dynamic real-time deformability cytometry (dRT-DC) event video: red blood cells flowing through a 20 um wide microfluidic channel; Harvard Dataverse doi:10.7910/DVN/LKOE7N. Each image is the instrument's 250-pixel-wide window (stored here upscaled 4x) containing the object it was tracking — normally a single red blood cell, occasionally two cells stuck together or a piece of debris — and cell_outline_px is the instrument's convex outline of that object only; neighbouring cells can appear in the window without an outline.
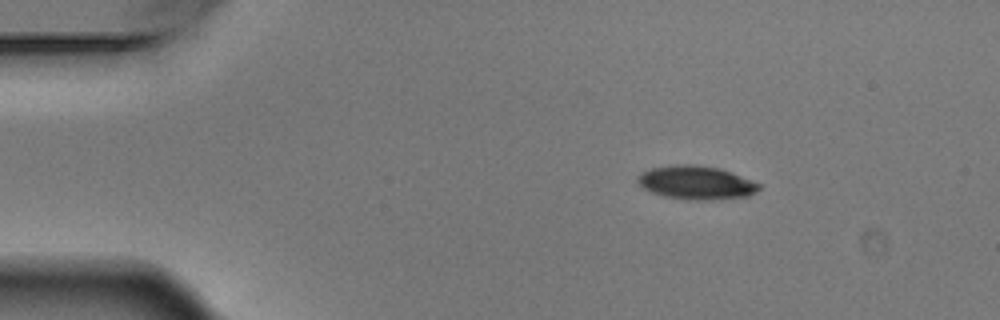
{"species": "Egyptian fruit bat (a non-hibernating species)", "species_latin": "Rousettus aegyptiacus", "temperature_condition": "warm", "stored_images_in_passage": 3, "camera_frame_rate_fps": 3000, "um_per_image_px": 0.085, "animal": {"sex": "male"}, "frame": {"image": 1, "passage_image": 1, "time_ms": 0.0, "image_size_px": [1000, 320], "cell_outline_px": [[760, 188], [756, 192], [748, 196], [712, 200], [696, 200], [664, 196], [652, 192], [644, 188], [636, 180], [640, 172], [652, 168], [676, 164], [696, 164], [720, 168], [732, 172], [752, 180], [760, 184]], "centroid_in_image_um": [59.19, 15.51], "position_along_channel_um": 25.8, "area_um2": 23.76}}
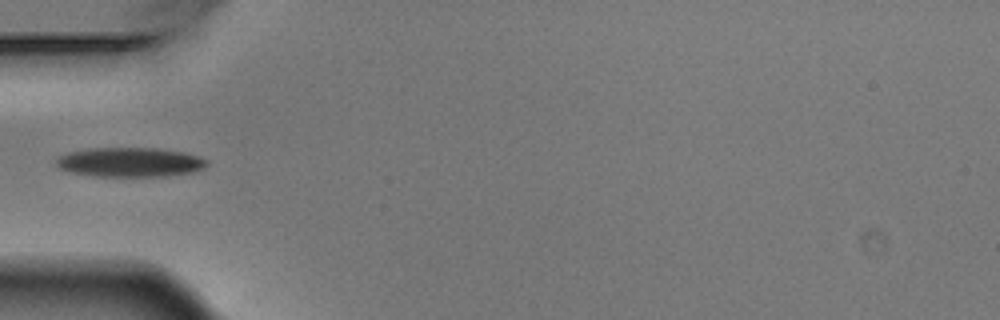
{"frame": {"image": 2, "passage_image": 3, "time_ms": 0.667, "image_size_px": [1000, 320], "cell_outline_px": [[208, 164], [204, 168], [192, 172], [168, 176], [92, 176], [72, 172], [60, 168], [56, 164], [56, 156], [68, 152], [92, 148], [156, 148], [184, 152], [208, 160]], "centroid_in_image_um": [11.04, 13.78], "position_along_channel_um": 74.0, "area_um2": 25.84}}